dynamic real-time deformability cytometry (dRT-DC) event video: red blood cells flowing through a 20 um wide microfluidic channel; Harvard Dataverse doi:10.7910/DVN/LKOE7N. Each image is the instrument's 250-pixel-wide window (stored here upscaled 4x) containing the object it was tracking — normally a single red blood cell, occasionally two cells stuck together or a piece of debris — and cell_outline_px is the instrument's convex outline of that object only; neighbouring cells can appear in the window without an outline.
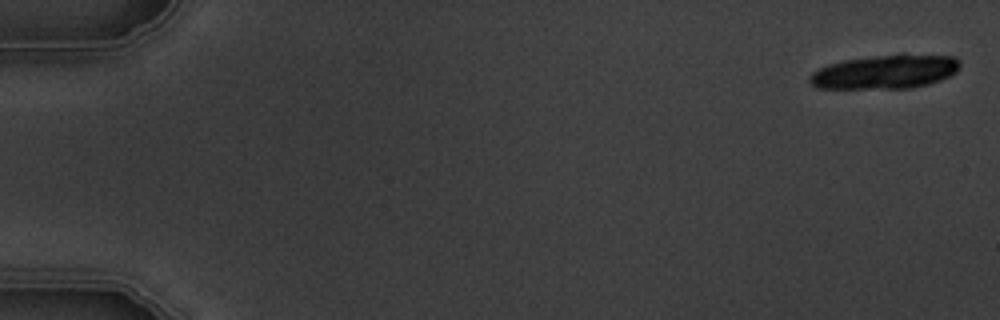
{"species": "common noctule bat (a hibernating species)", "species_latin": "Nyctalus noctula", "temperature_condition": "warm", "stored_images_in_passage": 5, "segment_of_instrument_passage": [2, 2], "camera_frame_rate_fps": 3000, "um_per_image_px": 0.085, "animal": {"sex": "male", "body_mass_g": 19.5, "forearm_length_mm": 54.6}, "frame": {"image": 1, "passage_image": 5, "time_ms": 5.667, "image_size_px": [1000, 320], "cell_outline_px": [[960, 68], [956, 72], [940, 80], [928, 84], [912, 88], [816, 88], [808, 80], [808, 76], [812, 72], [828, 64], [844, 60], [900, 52], [904, 52], [956, 56], [960, 60]], "centroid_in_image_um": [75.3, 6.07], "position_along_channel_um": 9.7, "area_um2": 30.46}}